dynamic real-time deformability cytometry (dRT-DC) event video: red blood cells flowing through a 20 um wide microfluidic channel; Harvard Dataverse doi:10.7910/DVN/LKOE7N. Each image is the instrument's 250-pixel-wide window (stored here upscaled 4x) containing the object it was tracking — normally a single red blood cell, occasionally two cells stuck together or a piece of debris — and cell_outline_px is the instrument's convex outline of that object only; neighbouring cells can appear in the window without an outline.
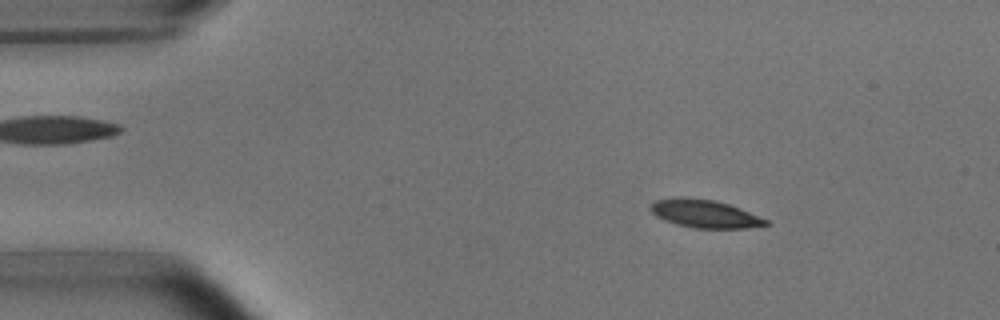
{"species": "common noctule bat (a hibernating species)", "species_latin": "Nyctalus noctula", "temperature_condition": "room temperature", "stored_images_in_passage": 5, "camera_frame_rate_fps": 3000, "um_per_image_px": 0.085, "animal": {"sex": "male", "body_mass_g": 15.6}, "frame": {"image": 1, "passage_image": 3, "time_ms": 2.333, "image_size_px": [1000, 320], "cell_outline_px": [[772, 224], [748, 228], [692, 228], [676, 224], [664, 220], [656, 216], [648, 208], [656, 200], [680, 196], [716, 200], [740, 208], [768, 220]], "centroid_in_image_um": [59.9, 18.16], "position_along_channel_um": 25.1, "area_um2": 18.96}}